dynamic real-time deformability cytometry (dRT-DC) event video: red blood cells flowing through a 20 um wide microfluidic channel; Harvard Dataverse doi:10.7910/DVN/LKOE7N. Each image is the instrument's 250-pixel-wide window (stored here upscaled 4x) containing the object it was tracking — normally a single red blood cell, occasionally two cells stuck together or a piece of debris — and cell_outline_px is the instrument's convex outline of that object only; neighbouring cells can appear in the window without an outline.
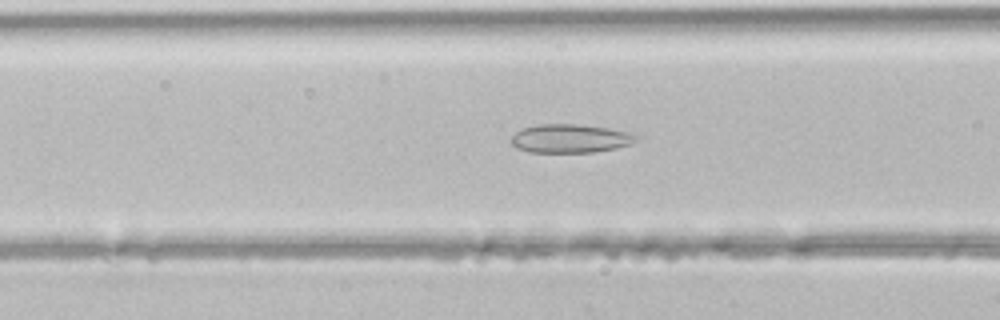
{"species": "common noctule bat (a hibernating species)", "species_latin": "Nyctalus noctula", "temperature_condition": "room temperature", "stored_images_in_passage": 34, "camera_frame_rate_fps": 3000, "um_per_image_px": 0.085, "animal": {"sex": "male", "body_mass_g": 21.5, "forearm_length_mm": 52.0}, "frame": {"image": 1, "passage_image": 10, "time_ms": 3.0, "image_size_px": [1000, 320], "cell_outline_px": [[636, 140], [632, 144], [616, 148], [592, 152], [528, 152], [516, 148], [512, 144], [512, 136], [516, 132], [524, 128], [536, 124], [576, 124], [608, 128], [628, 132], [636, 136]], "centroid_in_image_um": [48.44, 11.77], "position_along_channel_um": 118.2, "area_um2": 20.69}}
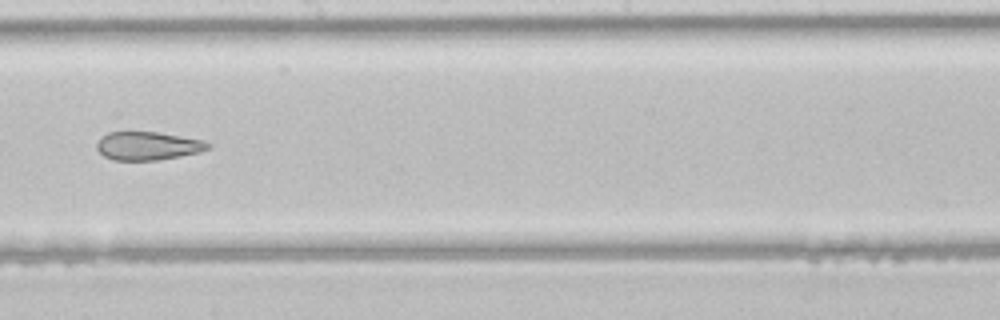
{"frame": {"image": 2, "passage_image": 18, "time_ms": 5.667, "image_size_px": [1000, 320], "cell_outline_px": [[212, 148], [200, 152], [160, 160], [112, 160], [104, 156], [96, 148], [96, 144], [108, 132], [156, 132], [204, 140], [212, 144]], "centroid_in_image_um": [12.61, 12.41], "position_along_channel_um": 235.6, "area_um2": 18.38}}
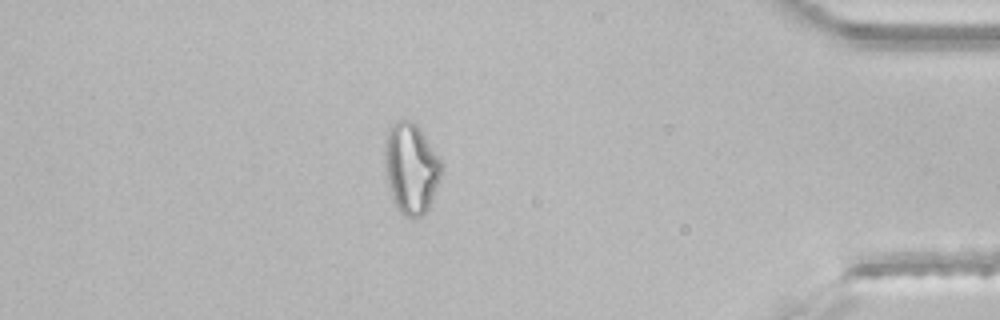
{"frame": {"image": 3, "passage_image": 32, "time_ms": 10.333, "image_size_px": [1000, 320], "cell_outline_px": [[444, 164], [432, 200], [428, 208], [420, 216], [404, 216], [400, 212], [392, 196], [388, 184], [384, 160], [384, 144], [388, 128], [396, 120], [412, 120], [420, 128]], "centroid_in_image_um": [34.93, 14.24], "position_along_channel_um": 400.3, "area_um2": 29.88}}